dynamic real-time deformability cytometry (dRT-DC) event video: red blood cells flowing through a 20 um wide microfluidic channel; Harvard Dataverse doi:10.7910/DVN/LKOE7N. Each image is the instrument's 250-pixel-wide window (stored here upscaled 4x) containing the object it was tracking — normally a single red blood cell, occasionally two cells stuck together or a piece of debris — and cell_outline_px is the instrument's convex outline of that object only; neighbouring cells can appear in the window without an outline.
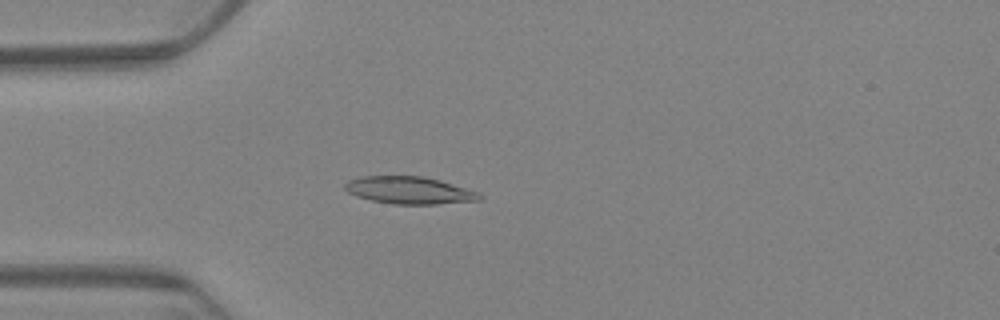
{"species": "Egyptian fruit bat (a non-hibernating species)", "species_latin": "Rousettus aegyptiacus", "temperature_condition": "warm", "stored_images_in_passage": 43, "camera_frame_rate_fps": 3000, "um_per_image_px": 0.085, "animal": {"sex": "female"}, "frame": {"image": 1, "passage_image": 13, "time_ms": 4.0, "image_size_px": [1000, 320], "cell_outline_px": [[484, 196], [480, 200], [436, 204], [392, 204], [372, 200], [356, 196], [348, 192], [344, 188], [344, 184], [348, 180], [360, 176], [420, 176], [440, 180], [480, 192]], "centroid_in_image_um": [34.8, 16.17], "position_along_channel_um": 50.2, "area_um2": 21.5}}
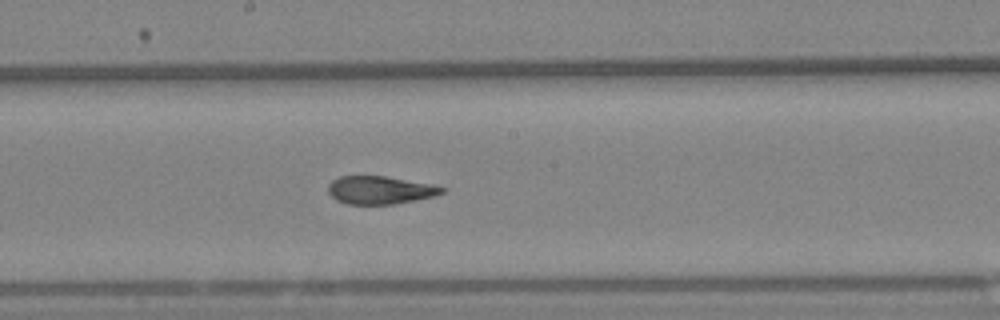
{"frame": {"image": 2, "passage_image": 29, "time_ms": 9.333, "image_size_px": [1000, 320], "cell_outline_px": [[448, 188], [444, 192], [436, 196], [416, 200], [392, 204], [348, 204], [336, 200], [328, 192], [328, 184], [332, 180], [340, 176], [384, 176], [428, 184]], "centroid_in_image_um": [32.29, 16.16], "position_along_channel_um": 215.9, "area_um2": 18.44}}
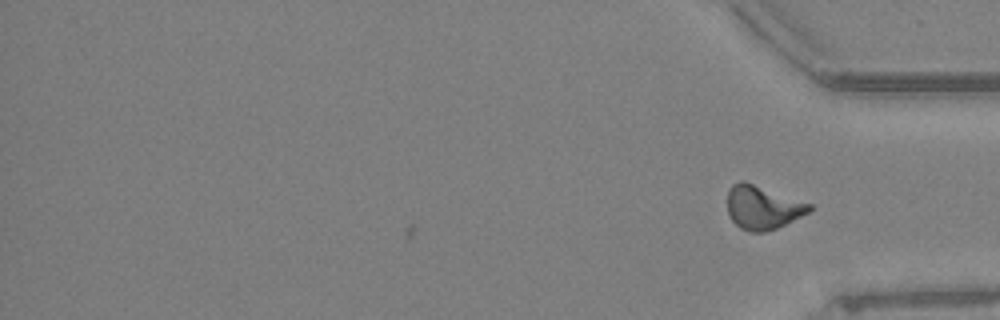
{"frame": {"image": 3, "passage_image": 43, "time_ms": 14.0, "image_size_px": [1000, 320], "cell_outline_px": [[812, 208], [808, 212], [776, 228], [764, 232], [752, 232], [740, 228], [728, 216], [728, 192], [732, 184], [740, 180], [744, 180], [812, 204]], "centroid_in_image_um": [64.79, 17.61], "position_along_channel_um": 370.4, "area_um2": 20.69}, "authors_computed_cell_mechanics": {"area_um2": 20.1144, "velocity_mm_per_s": 3.3277, "shape_relaxation_time_tau1_ms": null, "shape_relaxation_time_tau2_ms": 1.704, "deformation_change_tau1": null, "deformation_change_tau2": 0.0883}}